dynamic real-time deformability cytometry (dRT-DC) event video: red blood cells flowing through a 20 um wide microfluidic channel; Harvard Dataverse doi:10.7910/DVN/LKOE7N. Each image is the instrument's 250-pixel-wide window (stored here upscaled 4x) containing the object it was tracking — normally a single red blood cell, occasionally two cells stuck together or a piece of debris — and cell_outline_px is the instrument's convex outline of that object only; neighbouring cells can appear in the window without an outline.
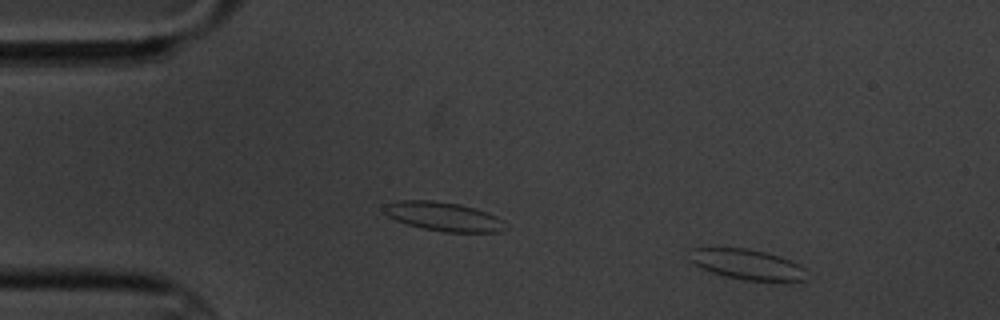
{"species": "common noctule bat (a hibernating species)", "species_latin": "Nyctalus noctula", "temperature_condition": "cold", "stored_images_in_passage": 5, "segment_of_instrument_passage": [1, 2], "camera_frame_rate_fps": 3000, "um_per_image_px": 0.085, "animal": {"sex": "male", "body_mass_g": 20.1, "forearm_length_mm": 53.5}, "frame": {"image": 1, "passage_image": 1, "time_ms": 0.0, "image_size_px": [1000, 320], "cell_outline_px": [[808, 280], [788, 284], [784, 284], [744, 280], [724, 276], [712, 272], [688, 260], [692, 248], [748, 248], [780, 256], [804, 268]], "centroid_in_image_um": [63.61, 22.53], "position_along_channel_um": 21.4, "area_um2": 21.21}}